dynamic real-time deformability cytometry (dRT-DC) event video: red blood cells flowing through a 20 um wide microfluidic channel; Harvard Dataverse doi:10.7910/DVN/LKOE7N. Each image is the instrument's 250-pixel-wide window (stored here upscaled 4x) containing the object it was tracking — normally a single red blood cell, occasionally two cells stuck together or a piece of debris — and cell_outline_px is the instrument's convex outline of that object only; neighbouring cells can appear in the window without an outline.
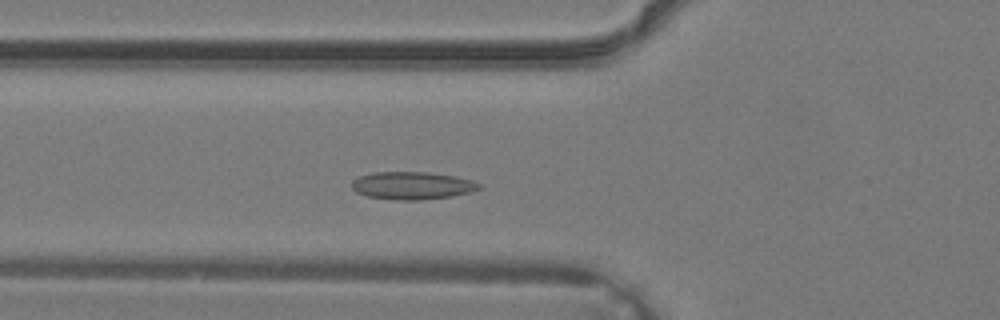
{"species": "common noctule bat (a hibernating species)", "species_latin": "Nyctalus noctula", "temperature_condition": "warm", "stored_images_in_passage": 32, "camera_frame_rate_fps": 3000, "um_per_image_px": 0.085, "animal": {"sex": "male", "body_mass_g": 19.2, "forearm_length_mm": 51.8}, "frame": {"image": 1, "passage_image": 8, "time_ms": 2.333, "image_size_px": [1000, 320], "cell_outline_px": [[484, 188], [472, 192], [452, 196], [420, 200], [396, 200], [368, 196], [356, 192], [352, 188], [352, 180], [360, 176], [376, 172], [424, 172], [456, 176], [472, 180], [480, 184]], "centroid_in_image_um": [35.08, 15.78], "position_along_channel_um": 90.7, "area_um2": 20.58}}
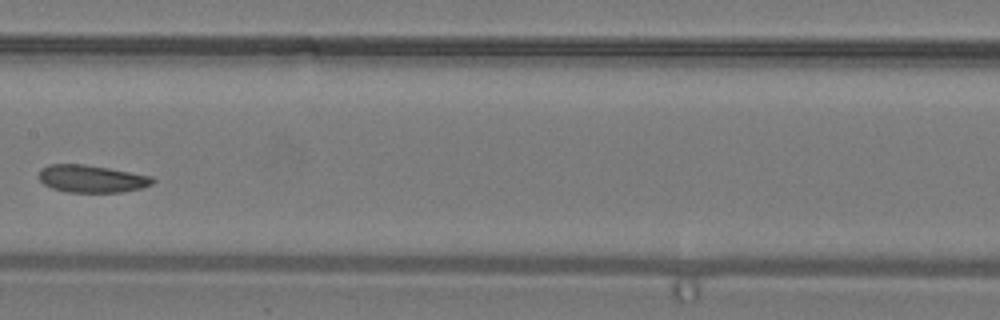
{"frame": {"image": 2, "passage_image": 14, "time_ms": 4.333, "image_size_px": [1000, 320], "cell_outline_px": [[156, 180], [152, 184], [140, 188], [120, 192], [68, 192], [52, 188], [44, 184], [36, 176], [40, 168], [48, 164], [84, 164], [108, 168], [152, 176]], "centroid_in_image_um": [7.74, 15.18], "position_along_channel_um": 199.7, "area_um2": 18.26}}
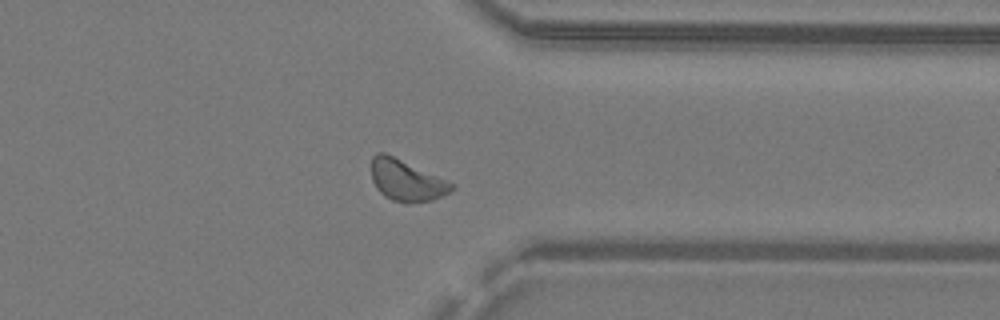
{"frame": {"image": 3, "passage_image": 24, "time_ms": 7.667, "image_size_px": [1000, 320], "cell_outline_px": [[456, 188], [432, 200], [408, 204], [404, 204], [392, 200], [384, 196], [376, 188], [372, 180], [372, 156], [376, 152], [384, 152], [456, 184]], "centroid_in_image_um": [34.54, 15.35], "position_along_channel_um": 376.9, "area_um2": 19.31}}